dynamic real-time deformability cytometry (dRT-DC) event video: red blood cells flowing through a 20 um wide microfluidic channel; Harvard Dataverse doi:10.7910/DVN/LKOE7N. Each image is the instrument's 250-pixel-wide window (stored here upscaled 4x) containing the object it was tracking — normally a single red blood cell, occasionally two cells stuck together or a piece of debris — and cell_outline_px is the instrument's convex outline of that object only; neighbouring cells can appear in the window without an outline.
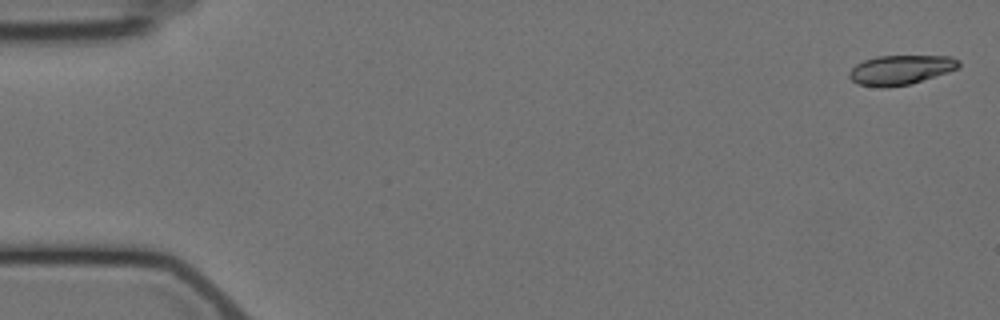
{"species": "Egyptian fruit bat (a non-hibernating species)", "species_latin": "Rousettus aegyptiacus", "temperature_condition": "cold", "stored_images_in_passage": 5, "camera_frame_rate_fps": 3000, "um_per_image_px": 0.085, "animal": {"sex": "female"}, "frame": {"image": 1, "passage_image": 1, "time_ms": 0.0, "image_size_px": [1000, 320], "cell_outline_px": [[960, 68], [948, 72], [908, 84], [884, 88], [860, 84], [852, 80], [848, 76], [848, 72], [856, 64], [864, 60], [876, 56], [952, 56], [960, 60]], "centroid_in_image_um": [76.56, 5.92], "position_along_channel_um": 8.4, "area_um2": 18.79}}
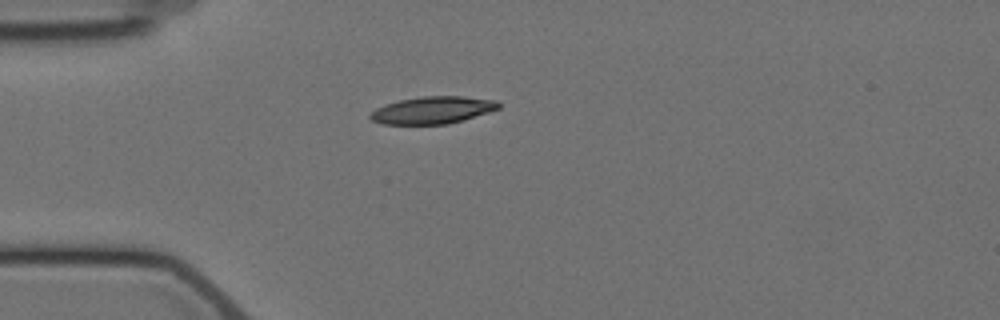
{"frame": {"image": 2, "passage_image": 5, "time_ms": 4.667, "image_size_px": [1000, 320], "cell_outline_px": [[500, 108], [464, 120], [448, 124], [380, 124], [372, 120], [368, 116], [376, 108], [400, 100], [424, 96], [464, 96], [496, 100], [500, 104]], "centroid_in_image_um": [36.79, 9.36], "position_along_channel_um": 48.2, "area_um2": 20.29}}